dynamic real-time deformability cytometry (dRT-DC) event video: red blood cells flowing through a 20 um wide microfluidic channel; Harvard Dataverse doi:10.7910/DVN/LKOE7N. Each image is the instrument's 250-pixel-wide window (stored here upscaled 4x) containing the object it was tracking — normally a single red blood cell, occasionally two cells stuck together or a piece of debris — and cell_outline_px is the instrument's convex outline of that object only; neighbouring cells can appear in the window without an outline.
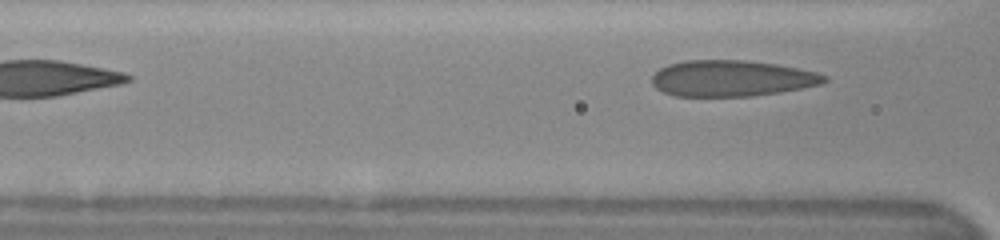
{"species": "human", "species_latin": "Homo sapiens", "temperature_condition": "cold", "stored_images_in_passage": 7, "camera_frame_rate_fps": 3000, "um_per_image_px": 0.085, "donor": {"sex": "female"}, "frame": {"image": 1, "passage_image": 7, "time_ms": 3.0, "image_size_px": [1000, 240], "cell_outline_px": [[828, 80], [820, 84], [780, 92], [752, 96], [676, 96], [664, 92], [656, 88], [652, 84], [652, 76], [660, 68], [668, 64], [684, 60], [744, 60], [776, 64], [816, 72], [828, 76]], "centroid_in_image_um": [62.17, 6.66], "position_along_channel_um": 104.4, "area_um2": 36.18}}